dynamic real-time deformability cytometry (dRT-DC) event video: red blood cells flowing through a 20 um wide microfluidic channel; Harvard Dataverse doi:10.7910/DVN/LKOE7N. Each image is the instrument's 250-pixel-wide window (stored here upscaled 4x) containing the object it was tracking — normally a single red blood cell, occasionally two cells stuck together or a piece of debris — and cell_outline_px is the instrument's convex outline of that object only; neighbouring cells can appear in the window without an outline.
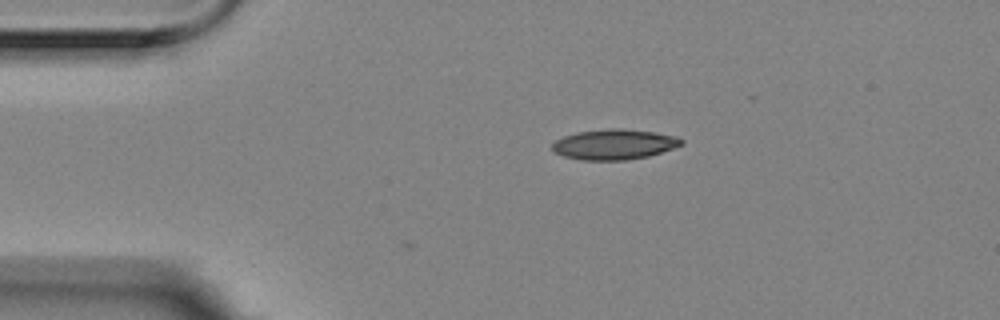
{"species": "Egyptian fruit bat (a non-hibernating species)", "species_latin": "Rousettus aegyptiacus", "temperature_condition": "room temperature", "stored_images_in_passage": 5, "camera_frame_rate_fps": 3000, "um_per_image_px": 0.085, "animal": {"sex": "female"}, "frame": {"image": 1, "passage_image": 5, "time_ms": 1.333, "image_size_px": [1000, 320], "cell_outline_px": [[684, 144], [648, 156], [624, 160], [580, 160], [564, 156], [552, 152], [552, 144], [556, 140], [564, 136], [576, 132], [608, 128], [624, 128], [652, 132], [676, 136], [684, 140]], "centroid_in_image_um": [52.18, 12.27], "position_along_channel_um": 32.8, "area_um2": 22.83}}